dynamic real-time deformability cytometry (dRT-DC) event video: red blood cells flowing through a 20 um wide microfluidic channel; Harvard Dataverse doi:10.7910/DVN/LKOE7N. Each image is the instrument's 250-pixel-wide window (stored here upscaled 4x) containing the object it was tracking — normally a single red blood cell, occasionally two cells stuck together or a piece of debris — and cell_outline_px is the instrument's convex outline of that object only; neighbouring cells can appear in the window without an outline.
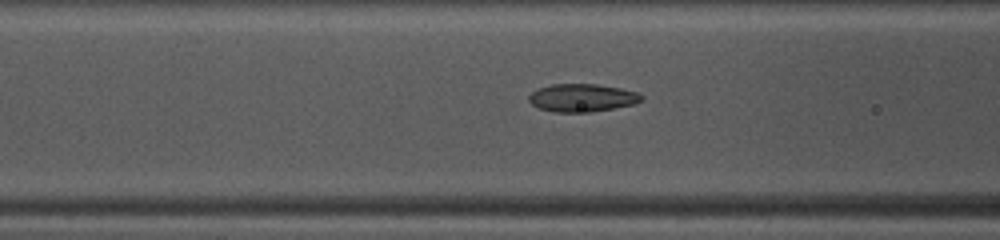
{"species": "common noctule bat (a hibernating species)", "species_latin": "Nyctalus noctula", "temperature_condition": "warm", "stored_images_in_passage": 40, "camera_frame_rate_fps": 3000, "um_per_image_px": 0.085, "animal": {"sex": "female", "body_mass_g": 10.0, "forearm_length_mm": 53.1}, "frame": {"image": 1, "passage_image": 10, "time_ms": 3.0, "image_size_px": [1000, 240], "cell_outline_px": [[644, 100], [632, 104], [592, 112], [556, 112], [540, 108], [532, 104], [528, 100], [528, 96], [532, 92], [540, 88], [552, 84], [596, 84], [620, 88], [640, 92], [644, 96]], "centroid_in_image_um": [49.51, 8.31], "position_along_channel_um": 117.1, "area_um2": 18.26}}
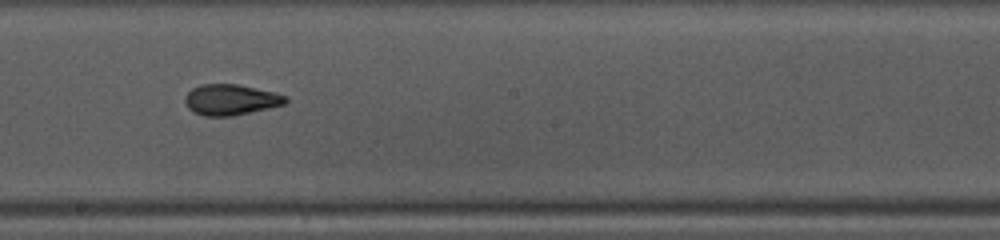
{"frame": {"image": 2, "passage_image": 18, "time_ms": 5.667, "image_size_px": [1000, 240], "cell_outline_px": [[288, 100], [284, 104], [268, 108], [232, 116], [204, 116], [192, 112], [188, 108], [184, 100], [184, 96], [192, 88], [200, 84], [236, 84], [276, 92], [288, 96]], "centroid_in_image_um": [19.59, 8.47], "position_along_channel_um": 228.6, "area_um2": 18.15}}
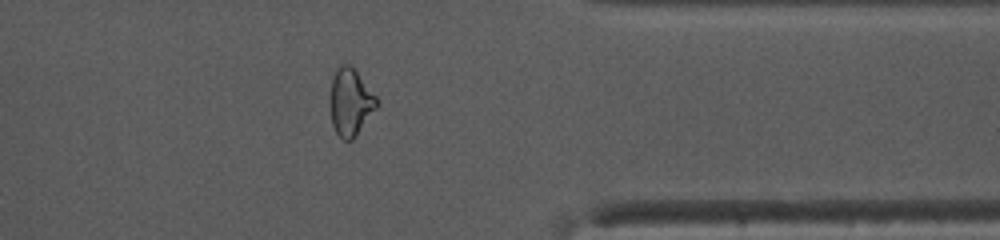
{"frame": {"image": 3, "passage_image": 30, "time_ms": 9.667, "image_size_px": [1000, 240], "cell_outline_px": [[376, 108], [356, 136], [352, 140], [344, 140], [336, 132], [332, 124], [328, 108], [328, 96], [332, 76], [336, 68], [340, 64], [348, 64], [356, 68], [376, 96]], "centroid_in_image_um": [29.73, 8.63], "position_along_channel_um": 381.7, "area_um2": 18.79}, "authors_computed_cell_mechanics": {"area_um2": 18.4093, "velocity_mm_per_s": 4.1656, "shape_relaxation_time_tau1_ms": 8.0911, "shape_relaxation_time_tau2_ms": 1.9364, "deformation_change_tau1": 0.1914, "deformation_change_tau2": 0.0906}}